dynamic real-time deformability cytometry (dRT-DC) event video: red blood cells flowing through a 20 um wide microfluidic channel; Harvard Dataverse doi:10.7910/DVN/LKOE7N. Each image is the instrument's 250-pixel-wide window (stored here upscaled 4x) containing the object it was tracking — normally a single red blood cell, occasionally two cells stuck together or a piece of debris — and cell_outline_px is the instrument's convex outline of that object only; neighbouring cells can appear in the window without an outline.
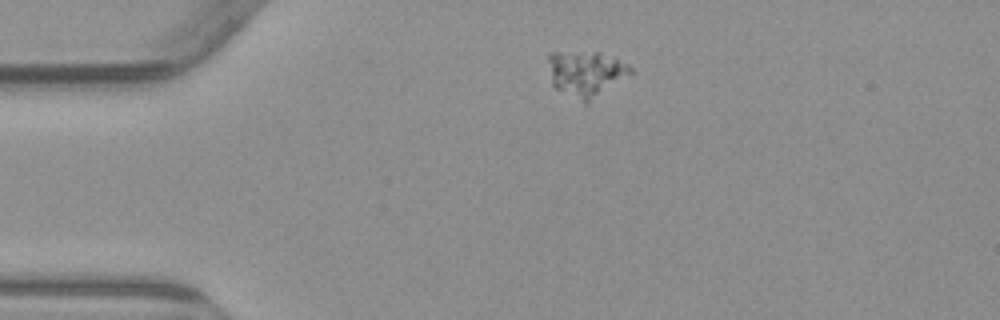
{"species": "common noctule bat (a hibernating species)", "species_latin": "Nyctalus noctula", "temperature_condition": "warm", "stored_images_in_passage": 3, "camera_frame_rate_fps": 3000, "um_per_image_px": 0.085, "animal": {"sex": "male", "body_mass_g": 23.1, "forearm_length_mm": 52.7}, "frame": {"image": 1, "passage_image": 1, "time_ms": 0.0, "image_size_px": [1000, 320], "cell_outline_px": [[632, 72], [588, 104], [584, 104], [556, 88], [552, 84], [548, 60], [548, 52], [600, 52], [628, 64], [632, 68]], "centroid_in_image_um": [49.78, 6.26], "position_along_channel_um": 35.2, "area_um2": 21.79}}